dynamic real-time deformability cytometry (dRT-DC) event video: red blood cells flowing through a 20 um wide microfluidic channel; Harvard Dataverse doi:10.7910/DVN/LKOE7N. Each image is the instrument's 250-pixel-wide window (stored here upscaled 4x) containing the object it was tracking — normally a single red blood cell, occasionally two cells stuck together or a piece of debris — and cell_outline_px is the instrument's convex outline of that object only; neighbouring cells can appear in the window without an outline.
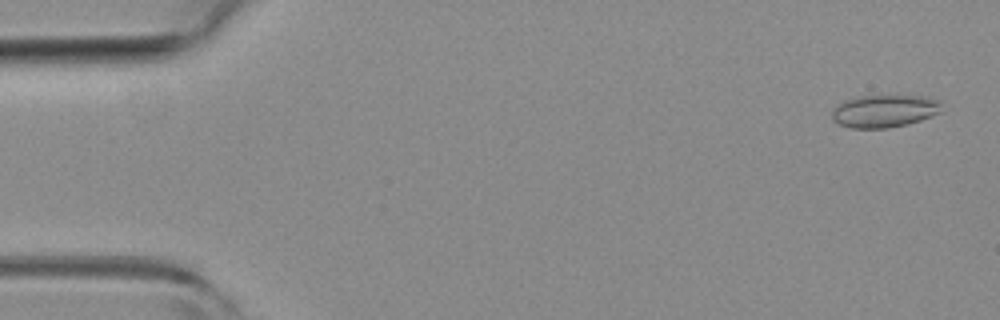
{"species": "common noctule bat (a hibernating species)", "species_latin": "Nyctalus noctula", "temperature_condition": "room temperature", "stored_images_in_passage": 8, "camera_frame_rate_fps": 3000, "um_per_image_px": 0.085, "animal": {"sex": "female", "body_mass_g": 19.3, "forearm_length_mm": 54.1}, "frame": {"image": 1, "passage_image": 2, "time_ms": 0.333, "image_size_px": [1000, 320], "cell_outline_px": [[944, 112], [908, 124], [888, 128], [852, 128], [840, 124], [832, 120], [832, 112], [844, 100], [856, 96], [924, 96], [940, 100]], "centroid_in_image_um": [75.23, 9.44], "position_along_channel_um": 9.8, "area_um2": 20.92}}